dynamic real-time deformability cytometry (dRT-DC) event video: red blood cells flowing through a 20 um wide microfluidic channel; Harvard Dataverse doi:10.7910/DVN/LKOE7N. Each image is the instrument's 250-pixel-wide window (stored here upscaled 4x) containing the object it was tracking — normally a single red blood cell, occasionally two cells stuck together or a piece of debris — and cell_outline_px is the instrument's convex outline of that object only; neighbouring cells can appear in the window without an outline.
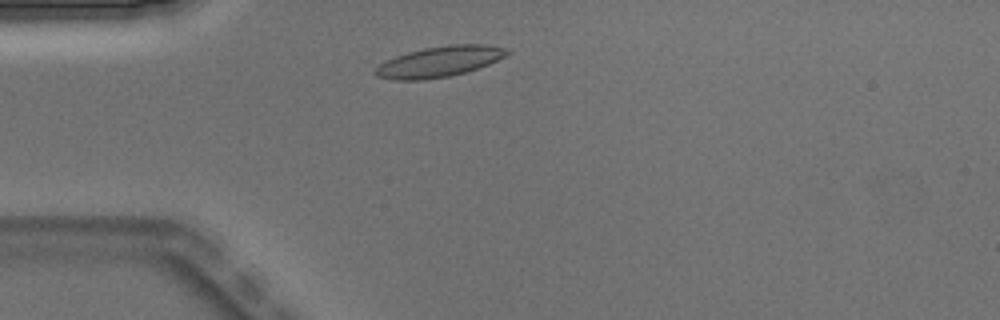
{"species": "Egyptian fruit bat (a non-hibernating species)", "species_latin": "Rousettus aegyptiacus", "temperature_condition": "warm", "stored_images_in_passage": 2, "camera_frame_rate_fps": 3000, "um_per_image_px": 0.085, "animal": {"sex": "male"}, "frame": {"image": 1, "passage_image": 1, "time_ms": 0.0, "image_size_px": [1000, 320], "cell_outline_px": [[512, 52], [488, 64], [464, 72], [448, 76], [424, 80], [392, 80], [376, 76], [372, 72], [380, 64], [396, 56], [408, 52], [424, 48], [448, 44], [488, 44], [508, 48]], "centroid_in_image_um": [37.35, 5.23], "position_along_channel_um": 47.7, "area_um2": 23.47}}